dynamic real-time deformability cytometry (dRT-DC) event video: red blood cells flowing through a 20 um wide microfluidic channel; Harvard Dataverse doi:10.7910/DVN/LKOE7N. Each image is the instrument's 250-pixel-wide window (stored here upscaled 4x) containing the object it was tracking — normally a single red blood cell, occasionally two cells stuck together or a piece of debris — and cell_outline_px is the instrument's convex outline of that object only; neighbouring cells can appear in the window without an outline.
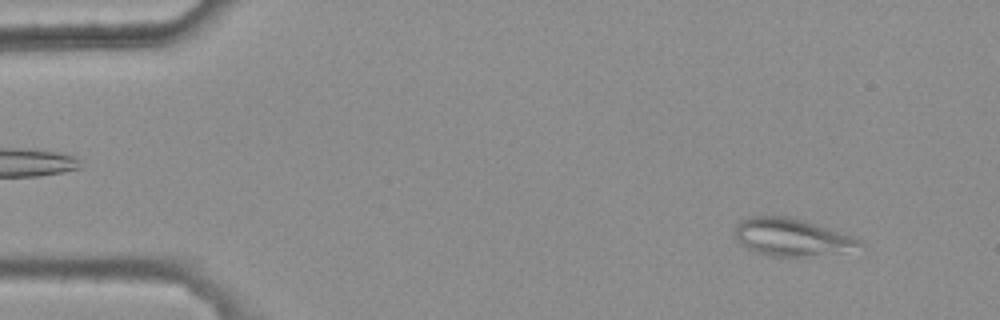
{"species": "common noctule bat (a hibernating species)", "species_latin": "Nyctalus noctula", "temperature_condition": "warm", "stored_images_in_passage": 45, "camera_frame_rate_fps": 3000, "um_per_image_px": 0.085, "animal": {"sex": "female", "body_mass_g": 25.1}, "frame": {"image": 1, "passage_image": 4, "time_ms": 1.0, "image_size_px": [1000, 320], "cell_outline_px": [[860, 244], [840, 252], [804, 256], [772, 256], [756, 252], [740, 244], [736, 240], [736, 224], [752, 216], [788, 216], [804, 220], [852, 236], [860, 240]], "centroid_in_image_um": [67.21, 20.14], "position_along_channel_um": 17.8, "area_um2": 26.47}}
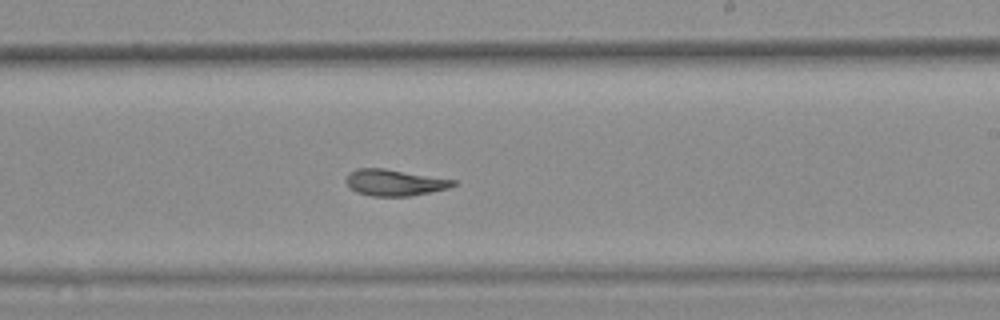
{"frame": {"image": 2, "passage_image": 31, "time_ms": 10.0, "image_size_px": [1000, 320], "cell_outline_px": [[460, 180], [456, 184], [448, 188], [408, 196], [372, 196], [356, 192], [344, 180], [348, 172], [356, 168], [384, 168]], "centroid_in_image_um": [33.54, 15.5], "position_along_channel_um": 255.5, "area_um2": 16.59}}
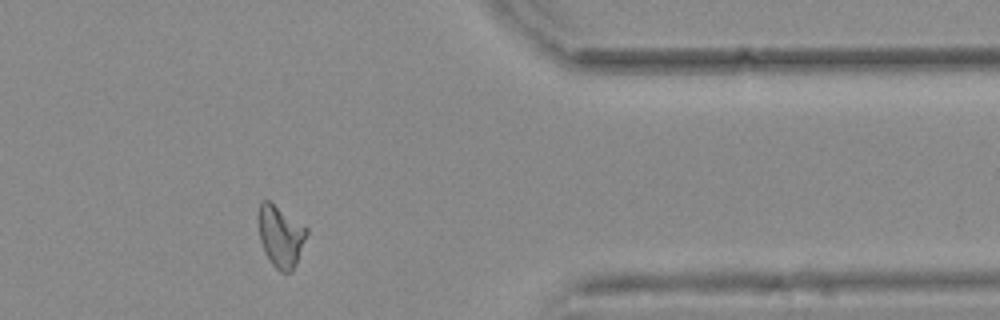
{"frame": {"image": 3, "passage_image": 43, "time_ms": 14.0, "image_size_px": [1000, 320], "cell_outline_px": [[308, 232], [296, 264], [292, 272], [280, 272], [272, 264], [264, 252], [260, 240], [256, 216], [260, 200], [268, 200], [308, 228]], "centroid_in_image_um": [23.81, 20.06], "position_along_channel_um": 387.6, "area_um2": 17.51}, "authors_computed_cell_mechanics": {"area_um2": 17.5134, "velocity_mm_per_s": 3.7464, "shape_relaxation_time_tau1_ms": null, "shape_relaxation_time_tau2_ms": 2.8062, "deformation_change_tau1": null, "deformation_change_tau2": 0.0884}}